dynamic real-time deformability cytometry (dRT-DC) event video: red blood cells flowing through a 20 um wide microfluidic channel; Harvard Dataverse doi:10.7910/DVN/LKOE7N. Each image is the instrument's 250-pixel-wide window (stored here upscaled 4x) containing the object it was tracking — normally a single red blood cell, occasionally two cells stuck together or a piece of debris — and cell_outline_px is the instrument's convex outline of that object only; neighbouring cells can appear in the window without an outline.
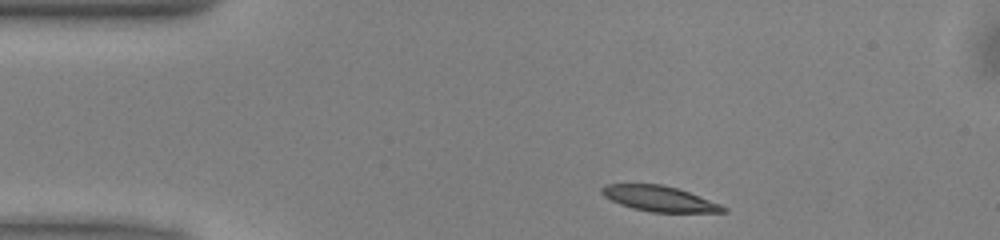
{"species": "common noctule bat (a hibernating species)", "species_latin": "Nyctalus noctula", "temperature_condition": "warm", "stored_images_in_passage": 43, "camera_frame_rate_fps": 3000, "um_per_image_px": 0.085, "animal": {"sex": "male", "body_mass_g": 13.0, "forearm_length_mm": 53.1}, "frame": {"image": 1, "passage_image": 1, "time_ms": 0.0, "image_size_px": [1000, 240], "cell_outline_px": [[728, 212], [652, 212], [632, 208], [620, 204], [604, 196], [600, 192], [600, 188], [608, 184], [664, 184], [688, 192], [720, 204], [728, 208]], "centroid_in_image_um": [56.04, 16.89], "position_along_channel_um": 29.0, "area_um2": 17.86}}
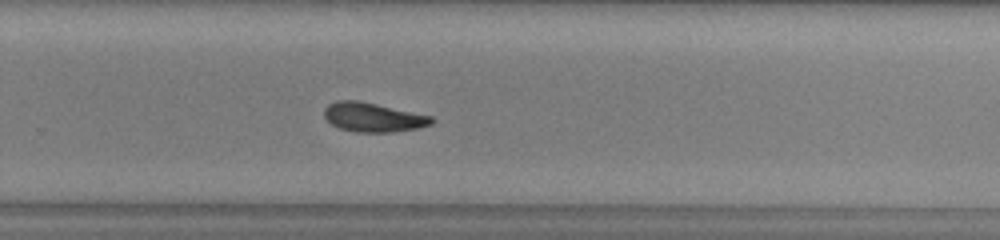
{"frame": {"image": 2, "passage_image": 25, "time_ms": 8.0, "image_size_px": [1000, 240], "cell_outline_px": [[436, 120], [432, 124], [416, 128], [392, 132], [356, 132], [340, 128], [332, 124], [324, 116], [324, 108], [328, 104], [336, 100], [360, 100], [432, 116]], "centroid_in_image_um": [31.71, 9.95], "position_along_channel_um": 298.1, "area_um2": 18.32}}
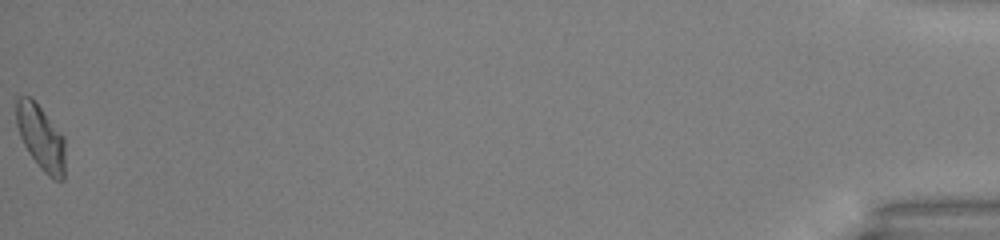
{"frame": {"image": 3, "passage_image": 43, "time_ms": 14.0, "image_size_px": [1000, 240], "cell_outline_px": [[64, 180], [52, 180], [40, 168], [28, 152], [20, 136], [16, 124], [16, 100], [20, 96], [28, 96], [40, 108], [64, 136]], "centroid_in_image_um": [3.47, 11.73], "position_along_channel_um": 431.7, "area_um2": 18.26}, "authors_computed_cell_mechanics": {"area_um2": 18.3226, "velocity_mm_per_s": 4.0298, "shape_relaxation_time_tau1_ms": 5.6393, "shape_relaxation_time_tau2_ms": 9.9327, "deformation_change_tau1": 0.1531, "deformation_change_tau2": 0.1972}}